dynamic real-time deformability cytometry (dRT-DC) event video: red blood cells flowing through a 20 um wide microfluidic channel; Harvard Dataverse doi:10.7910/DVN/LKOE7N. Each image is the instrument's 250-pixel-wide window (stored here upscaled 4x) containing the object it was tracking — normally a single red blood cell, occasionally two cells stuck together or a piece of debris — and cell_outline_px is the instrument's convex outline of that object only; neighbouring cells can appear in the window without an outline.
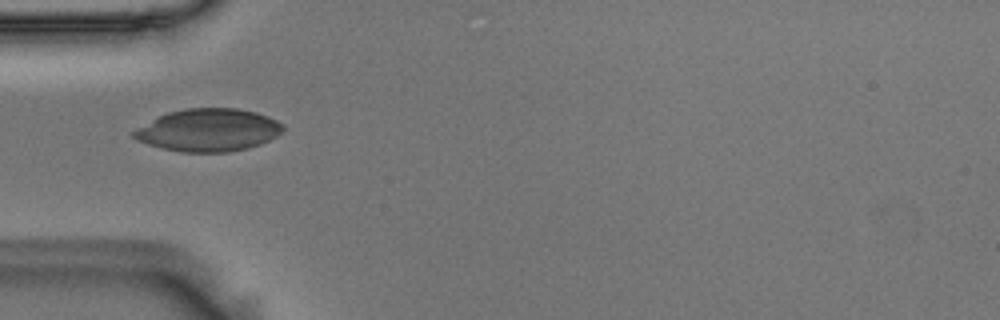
{"species": "Egyptian fruit bat (a non-hibernating species)", "species_latin": "Rousettus aegyptiacus", "temperature_condition": "room temperature", "stored_images_in_passage": 25, "camera_frame_rate_fps": 3000, "um_per_image_px": 0.085, "animal": {"sex": "male"}, "frame": {"image": 1, "passage_image": 2, "time_ms": 0.333, "image_size_px": [1000, 320], "cell_outline_px": [[284, 128], [276, 136], [260, 144], [248, 148], [228, 152], [180, 152], [148, 144], [136, 140], [132, 136], [132, 132], [160, 116], [168, 112], [188, 108], [236, 108], [256, 112], [268, 116], [284, 124]], "centroid_in_image_um": [17.75, 11.06], "position_along_channel_um": 67.3, "area_um2": 36.7}}
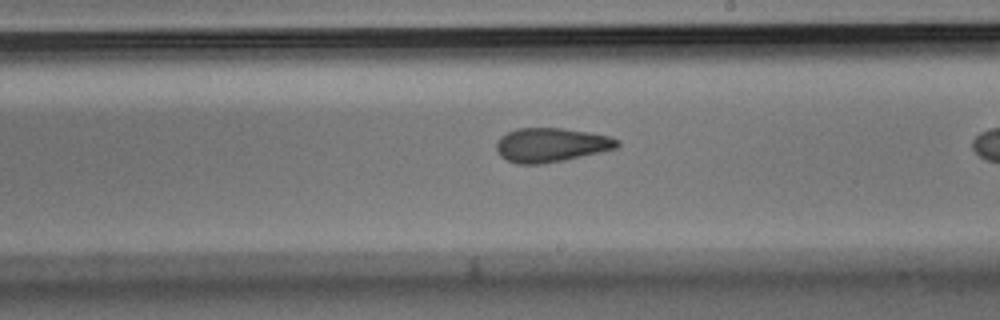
{"frame": {"image": 2, "passage_image": 13, "time_ms": 4.0, "image_size_px": [1000, 320], "cell_outline_px": [[620, 144], [616, 148], [564, 160], [540, 164], [516, 164], [500, 156], [496, 148], [496, 144], [500, 136], [516, 128], [564, 128], [612, 136], [620, 140]], "centroid_in_image_um": [46.84, 12.31], "position_along_channel_um": 242.2, "area_um2": 24.04}}
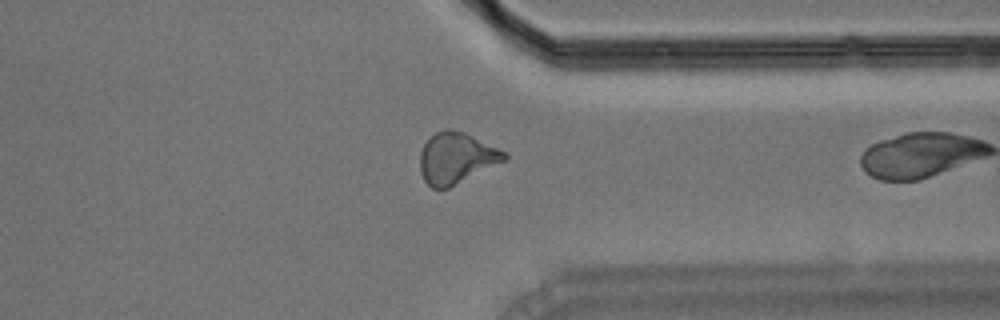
{"frame": {"image": 3, "passage_image": 24, "time_ms": 7.667, "image_size_px": [1000, 320], "cell_outline_px": [[508, 160], [448, 188], [432, 188], [424, 180], [420, 172], [420, 152], [424, 144], [436, 132], [444, 128], [452, 128], [464, 132], [504, 152], [508, 156]], "centroid_in_image_um": [38.77, 13.44], "position_along_channel_um": 372.6, "area_um2": 24.97}}